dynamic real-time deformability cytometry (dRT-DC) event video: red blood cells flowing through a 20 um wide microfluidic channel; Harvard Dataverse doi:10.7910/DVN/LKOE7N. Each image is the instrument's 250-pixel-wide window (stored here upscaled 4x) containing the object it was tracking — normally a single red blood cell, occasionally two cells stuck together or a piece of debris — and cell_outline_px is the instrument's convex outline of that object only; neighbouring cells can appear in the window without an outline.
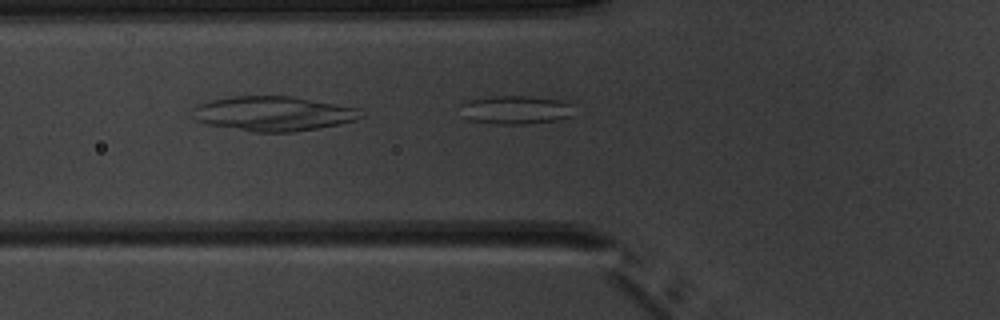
{"species": "common noctule bat (a hibernating species)", "species_latin": "Nyctalus noctula", "temperature_condition": "warm", "stored_images_in_passage": 6, "camera_frame_rate_fps": 3000, "um_per_image_px": 0.085, "animal": {"sex": "male", "body_mass_g": 20.1, "forearm_length_mm": 53.5}, "frame": {"image": 1, "passage_image": 6, "time_ms": 6.0, "image_size_px": [1000, 320], "cell_outline_px": [[572, 116], [556, 120], [528, 124], [496, 124], [468, 120], [460, 104], [472, 100], [496, 96], [532, 96], [560, 100], [572, 104]], "centroid_in_image_um": [43.88, 9.34], "position_along_channel_um": 81.9, "area_um2": 18.67}}